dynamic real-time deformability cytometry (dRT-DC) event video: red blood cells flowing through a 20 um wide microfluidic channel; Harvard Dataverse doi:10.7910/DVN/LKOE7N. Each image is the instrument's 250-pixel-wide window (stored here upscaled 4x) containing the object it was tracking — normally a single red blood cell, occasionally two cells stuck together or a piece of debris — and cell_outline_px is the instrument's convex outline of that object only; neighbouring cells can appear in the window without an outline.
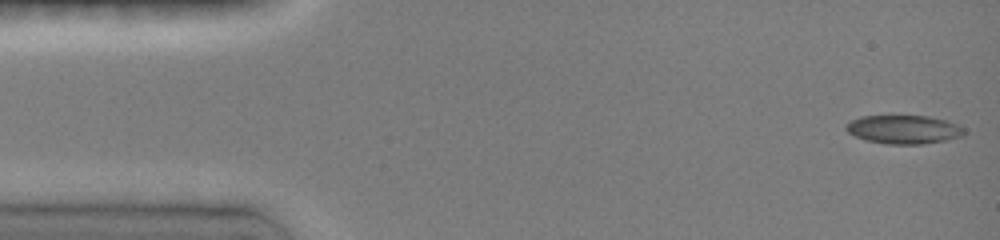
{"species": "common noctule bat (a hibernating species)", "species_latin": "Nyctalus noctula", "temperature_condition": "room temperature", "stored_images_in_passage": 24, "camera_frame_rate_fps": 3000, "um_per_image_px": 0.085, "animal": {"sex": "female", "body_mass_g": 19.0, "forearm_length_mm": 51.5}, "frame": {"image": 1, "passage_image": 1, "time_ms": 0.0, "image_size_px": [1000, 240], "cell_outline_px": [[964, 132], [960, 136], [944, 140], [924, 144], [888, 144], [864, 140], [848, 132], [844, 128], [844, 124], [860, 116], [928, 116], [948, 120], [964, 128]], "centroid_in_image_um": [76.78, 11.0], "position_along_channel_um": 8.2, "area_um2": 19.65}}
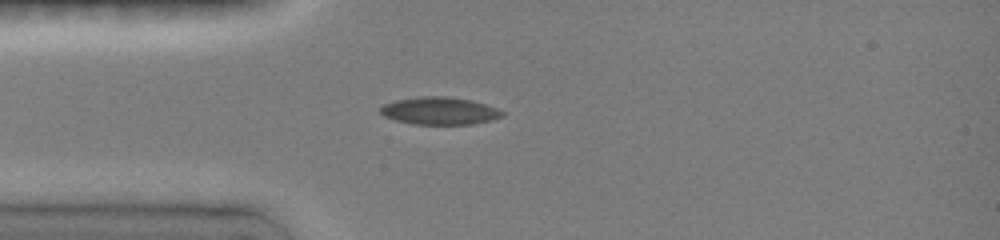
{"frame": {"image": 2, "passage_image": 12, "time_ms": 3.667, "image_size_px": [1000, 240], "cell_outline_px": [[504, 116], [492, 120], [472, 124], [412, 124], [396, 120], [384, 116], [380, 112], [380, 108], [384, 104], [396, 100], [416, 96], [448, 96], [472, 100], [496, 108], [504, 112]], "centroid_in_image_um": [37.36, 9.41], "position_along_channel_um": 47.6, "area_um2": 19.59}}
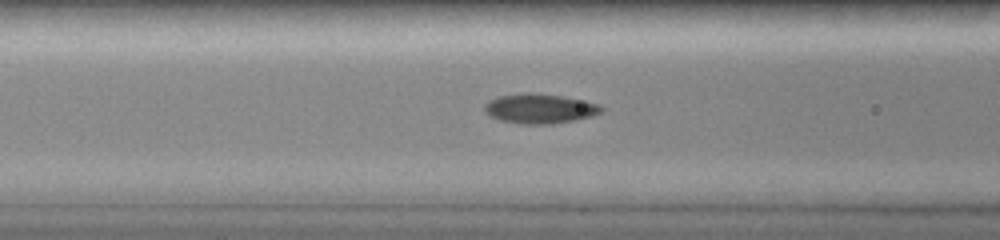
{"frame": {"image": 3, "passage_image": 18, "time_ms": 5.667, "image_size_px": [1000, 240], "cell_outline_px": [[604, 108], [600, 112], [592, 116], [576, 120], [552, 124], [520, 124], [500, 120], [488, 116], [484, 112], [484, 104], [488, 100], [500, 96], [560, 96], [600, 104]], "centroid_in_image_um": [45.87, 9.3], "position_along_channel_um": 120.7, "area_um2": 19.36}}